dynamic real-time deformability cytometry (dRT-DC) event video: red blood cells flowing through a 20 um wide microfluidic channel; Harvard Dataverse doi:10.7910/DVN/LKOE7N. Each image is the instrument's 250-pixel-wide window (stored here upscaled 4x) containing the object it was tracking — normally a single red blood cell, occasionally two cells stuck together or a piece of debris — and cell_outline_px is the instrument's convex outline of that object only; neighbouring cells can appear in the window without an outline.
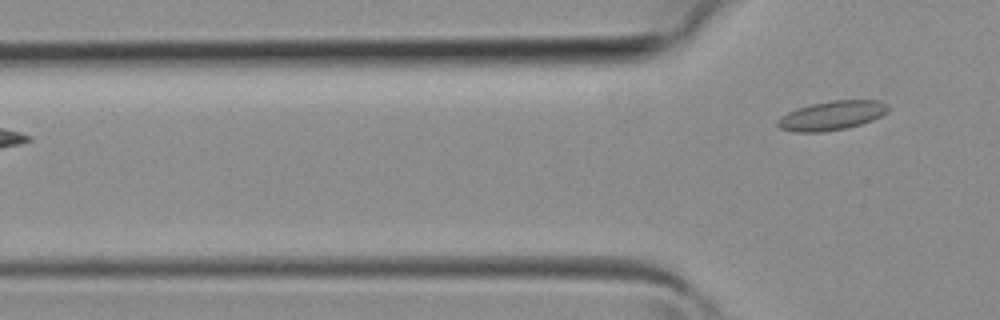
{"species": "common noctule bat (a hibernating species)", "species_latin": "Nyctalus noctula", "temperature_condition": "room temperature", "stored_images_in_passage": 5, "camera_frame_rate_fps": 3000, "um_per_image_px": 0.085, "animal": {"sex": "female", "body_mass_g": 19.3, "forearm_length_mm": 54.1}, "frame": {"image": 1, "passage_image": 5, "time_ms": 1.333, "image_size_px": [1000, 320], "cell_outline_px": [[888, 112], [872, 120], [848, 128], [824, 132], [792, 132], [780, 128], [776, 124], [776, 120], [780, 116], [796, 108], [812, 104], [832, 100], [880, 100], [888, 104]], "centroid_in_image_um": [70.68, 9.82], "position_along_channel_um": 55.1, "area_um2": 18.96}}